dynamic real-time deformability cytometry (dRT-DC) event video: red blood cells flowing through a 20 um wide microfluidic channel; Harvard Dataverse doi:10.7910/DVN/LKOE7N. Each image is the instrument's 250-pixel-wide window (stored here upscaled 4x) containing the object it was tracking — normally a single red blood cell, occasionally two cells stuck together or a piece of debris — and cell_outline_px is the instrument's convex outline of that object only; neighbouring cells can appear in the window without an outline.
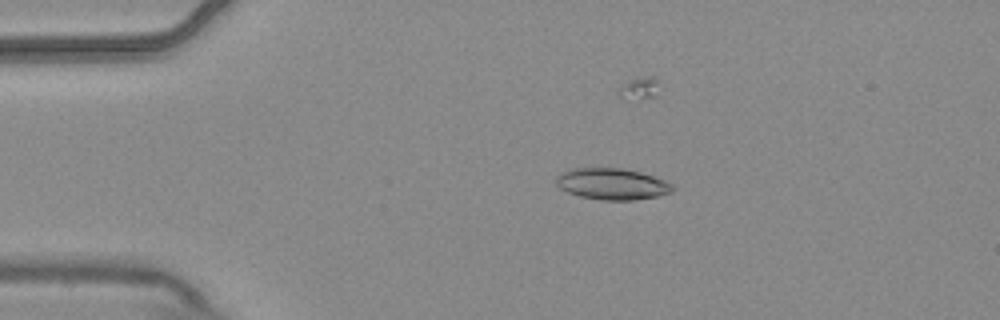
{"species": "common noctule bat (a hibernating species)", "species_latin": "Nyctalus noctula", "temperature_condition": "warm", "stored_images_in_passage": 5, "camera_frame_rate_fps": 3000, "um_per_image_px": 0.085, "animal": {"sex": "male", "body_mass_g": 20.4}, "frame": {"image": 1, "passage_image": 2, "time_ms": 0.333, "image_size_px": [1000, 320], "cell_outline_px": [[676, 188], [672, 192], [656, 196], [636, 200], [604, 200], [580, 196], [568, 192], [560, 188], [556, 184], [556, 176], [560, 172], [572, 168], [624, 168], [640, 172], [664, 180], [672, 184]], "centroid_in_image_um": [52.02, 15.63], "position_along_channel_um": 33.0, "area_um2": 21.33}}
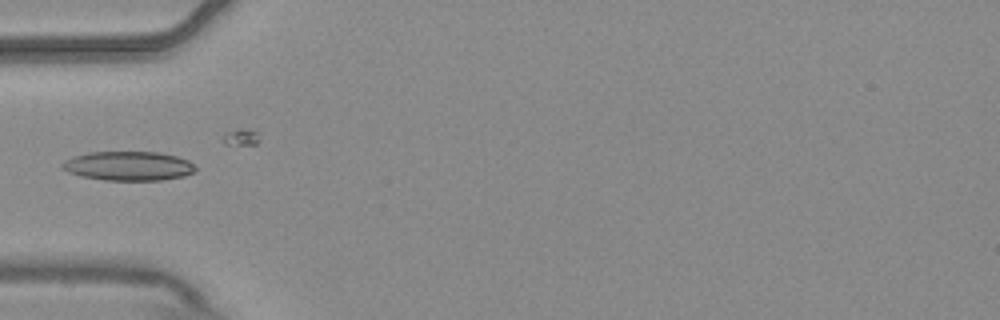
{"frame": {"image": 2, "passage_image": 4, "time_ms": 1.0, "image_size_px": [1000, 320], "cell_outline_px": [[196, 172], [184, 176], [160, 180], [104, 180], [80, 176], [68, 172], [60, 168], [60, 164], [64, 160], [72, 156], [88, 152], [156, 152], [176, 156], [188, 160], [196, 168]], "centroid_in_image_um": [10.87, 14.11], "position_along_channel_um": 74.1, "area_um2": 22.83}}
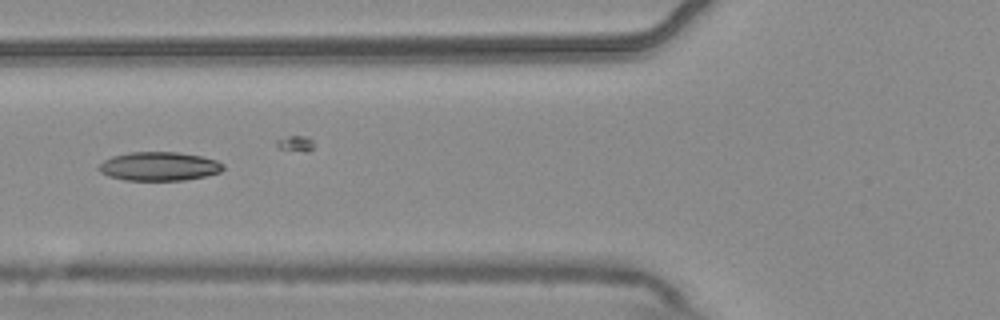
{"frame": {"image": 3, "passage_image": 5, "time_ms": 1.333, "image_size_px": [1000, 320], "cell_outline_px": [[224, 168], [220, 172], [204, 176], [184, 180], [124, 180], [108, 176], [100, 172], [96, 168], [104, 160], [112, 156], [128, 152], [176, 152], [200, 156], [216, 160], [224, 164]], "centroid_in_image_um": [13.49, 14.13], "position_along_channel_um": 112.3, "area_um2": 20.87}}